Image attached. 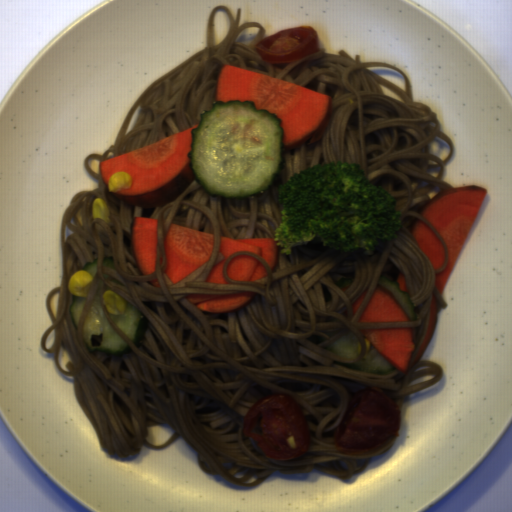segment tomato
I'll return each instance as SVG.
<instances>
[{"label": "tomato", "instance_id": "512abeb7", "mask_svg": "<svg viewBox=\"0 0 512 512\" xmlns=\"http://www.w3.org/2000/svg\"><path fill=\"white\" fill-rule=\"evenodd\" d=\"M242 433L277 460H293L311 448L310 426L291 395H268L251 405L243 417Z\"/></svg>", "mask_w": 512, "mask_h": 512}, {"label": "tomato", "instance_id": "da07e99c", "mask_svg": "<svg viewBox=\"0 0 512 512\" xmlns=\"http://www.w3.org/2000/svg\"><path fill=\"white\" fill-rule=\"evenodd\" d=\"M403 412L380 389H365L349 398V405L334 431L341 453L370 452L398 436Z\"/></svg>", "mask_w": 512, "mask_h": 512}, {"label": "tomato", "instance_id": "590e3db6", "mask_svg": "<svg viewBox=\"0 0 512 512\" xmlns=\"http://www.w3.org/2000/svg\"><path fill=\"white\" fill-rule=\"evenodd\" d=\"M264 63L279 65L317 53L319 38L310 25L290 27L260 39L254 46Z\"/></svg>", "mask_w": 512, "mask_h": 512}]
</instances>
